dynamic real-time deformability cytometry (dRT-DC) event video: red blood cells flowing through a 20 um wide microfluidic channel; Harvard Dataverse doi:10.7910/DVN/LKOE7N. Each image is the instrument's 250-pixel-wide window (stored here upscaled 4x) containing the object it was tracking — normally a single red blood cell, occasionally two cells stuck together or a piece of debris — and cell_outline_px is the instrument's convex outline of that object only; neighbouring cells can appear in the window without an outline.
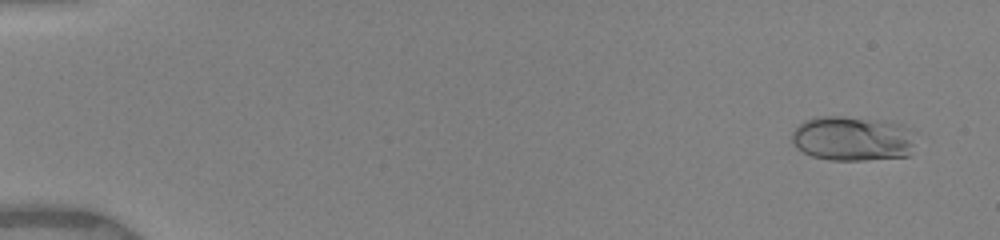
{"species": "human", "species_latin": "Homo sapiens", "temperature_condition": "warm", "stored_images_in_passage": 19, "camera_frame_rate_fps": 3000, "um_per_image_px": 0.085, "donor": {"sex": "female"}, "frame": {"image": 1, "passage_image": 2, "time_ms": 0.667, "image_size_px": [1000, 240], "cell_outline_px": [[912, 144], [908, 156], [864, 160], [828, 160], [812, 156], [796, 148], [792, 140], [792, 132], [804, 120], [816, 116], [840, 116], [888, 124], [908, 128]], "centroid_in_image_um": [72.32, 11.81], "position_along_channel_um": 12.7, "area_um2": 31.15}}
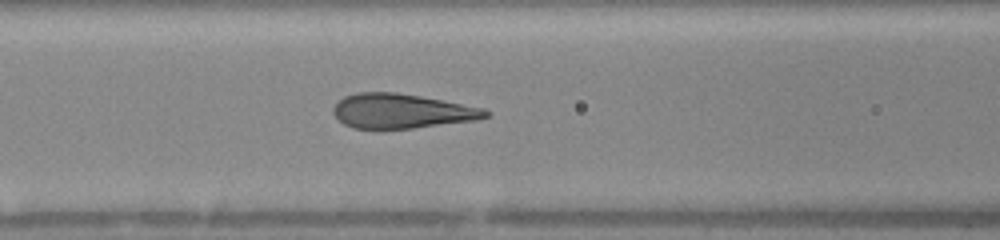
{"frame": {"image": 2, "passage_image": 14, "time_ms": 7.333, "image_size_px": [1000, 240], "cell_outline_px": [[492, 112], [488, 116], [476, 120], [412, 128], [352, 128], [344, 124], [332, 112], [332, 108], [344, 96], [356, 92], [396, 92], [420, 96], [484, 108]], "centroid_in_image_um": [34.14, 9.43], "position_along_channel_um": 132.5, "area_um2": 30.46}}
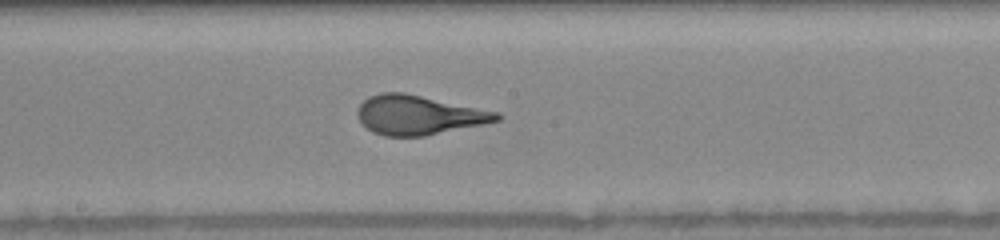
{"frame": {"image": 3, "passage_image": 19, "time_ms": 9.333, "image_size_px": [1000, 240], "cell_outline_px": [[500, 120], [484, 124], [424, 136], [384, 136], [372, 132], [360, 120], [356, 112], [360, 104], [368, 96], [380, 92], [404, 92], [500, 112]], "centroid_in_image_um": [35.58, 9.77], "position_along_channel_um": 212.6, "area_um2": 31.91}}